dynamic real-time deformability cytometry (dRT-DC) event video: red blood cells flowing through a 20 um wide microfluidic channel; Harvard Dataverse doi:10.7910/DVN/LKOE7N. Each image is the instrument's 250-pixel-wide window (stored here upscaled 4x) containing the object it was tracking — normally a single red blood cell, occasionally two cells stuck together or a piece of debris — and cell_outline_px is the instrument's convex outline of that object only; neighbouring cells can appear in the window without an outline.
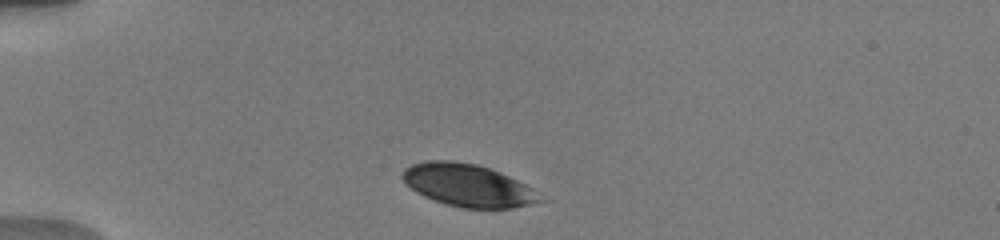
{"species": "human", "species_latin": "Homo sapiens", "temperature_condition": "warm", "stored_images_in_passage": 7, "camera_frame_rate_fps": 3000, "um_per_image_px": 0.085, "donor": {"sex": "male"}, "frame": {"image": 1, "passage_image": 2, "time_ms": 0.333, "image_size_px": [1000, 240], "cell_outline_px": [[552, 200], [512, 208], [460, 208], [424, 196], [416, 192], [400, 176], [404, 168], [412, 164], [428, 160], [452, 160], [476, 164], [500, 172], [532, 188]], "centroid_in_image_um": [39.84, 15.76], "position_along_channel_um": 45.2, "area_um2": 34.22}}
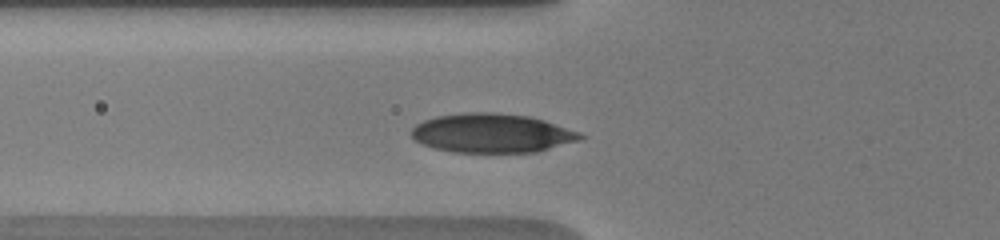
{"frame": {"image": 2, "passage_image": 6, "time_ms": 2.333, "image_size_px": [1000, 240], "cell_outline_px": [[588, 136], [580, 140], [536, 152], [452, 152], [420, 144], [412, 136], [412, 128], [416, 124], [424, 120], [436, 116], [468, 112], [496, 112], [528, 116], [544, 120], [580, 132]], "centroid_in_image_um": [41.83, 11.31], "position_along_channel_um": 84.0, "area_um2": 38.49}}